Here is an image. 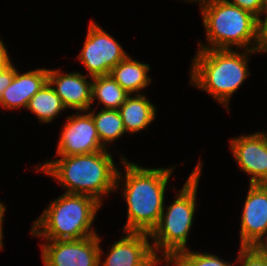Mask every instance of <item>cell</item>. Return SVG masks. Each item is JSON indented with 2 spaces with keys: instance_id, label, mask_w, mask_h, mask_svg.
Instances as JSON below:
<instances>
[{
  "instance_id": "6da1fadb",
  "label": "cell",
  "mask_w": 267,
  "mask_h": 266,
  "mask_svg": "<svg viewBox=\"0 0 267 266\" xmlns=\"http://www.w3.org/2000/svg\"><path fill=\"white\" fill-rule=\"evenodd\" d=\"M120 157L125 173L123 176L118 169L115 189L122 191L127 204V220L122 231L150 234L160 221L166 188L176 166L146 168L129 162L123 154Z\"/></svg>"
},
{
  "instance_id": "7a4b0ae2",
  "label": "cell",
  "mask_w": 267,
  "mask_h": 266,
  "mask_svg": "<svg viewBox=\"0 0 267 266\" xmlns=\"http://www.w3.org/2000/svg\"><path fill=\"white\" fill-rule=\"evenodd\" d=\"M57 157L38 164L36 171L56 179L65 193L90 196L103 205L106 195L116 192L118 167L108 149Z\"/></svg>"
},
{
  "instance_id": "3957f363",
  "label": "cell",
  "mask_w": 267,
  "mask_h": 266,
  "mask_svg": "<svg viewBox=\"0 0 267 266\" xmlns=\"http://www.w3.org/2000/svg\"><path fill=\"white\" fill-rule=\"evenodd\" d=\"M259 50L198 49L190 65V85L210 94L225 110L250 75L249 55Z\"/></svg>"
},
{
  "instance_id": "277c9868",
  "label": "cell",
  "mask_w": 267,
  "mask_h": 266,
  "mask_svg": "<svg viewBox=\"0 0 267 266\" xmlns=\"http://www.w3.org/2000/svg\"><path fill=\"white\" fill-rule=\"evenodd\" d=\"M101 206L90 196L63 192L32 222L30 233L44 240H77L97 235L92 226Z\"/></svg>"
},
{
  "instance_id": "5b68a950",
  "label": "cell",
  "mask_w": 267,
  "mask_h": 266,
  "mask_svg": "<svg viewBox=\"0 0 267 266\" xmlns=\"http://www.w3.org/2000/svg\"><path fill=\"white\" fill-rule=\"evenodd\" d=\"M202 167L203 162L199 159L184 186L176 191L173 202L168 206L164 204L160 221L150 233L154 254L163 264L177 252L189 249L187 241L194 223L195 211H197L196 196Z\"/></svg>"
},
{
  "instance_id": "8992f818",
  "label": "cell",
  "mask_w": 267,
  "mask_h": 266,
  "mask_svg": "<svg viewBox=\"0 0 267 266\" xmlns=\"http://www.w3.org/2000/svg\"><path fill=\"white\" fill-rule=\"evenodd\" d=\"M200 11L206 45L198 42V49L258 50L255 15L227 0H211Z\"/></svg>"
},
{
  "instance_id": "52a82bcc",
  "label": "cell",
  "mask_w": 267,
  "mask_h": 266,
  "mask_svg": "<svg viewBox=\"0 0 267 266\" xmlns=\"http://www.w3.org/2000/svg\"><path fill=\"white\" fill-rule=\"evenodd\" d=\"M127 56L119 41L95 21H90L84 45L77 55L78 61L86 68L85 75L92 78L108 75Z\"/></svg>"
},
{
  "instance_id": "ba28073f",
  "label": "cell",
  "mask_w": 267,
  "mask_h": 266,
  "mask_svg": "<svg viewBox=\"0 0 267 266\" xmlns=\"http://www.w3.org/2000/svg\"><path fill=\"white\" fill-rule=\"evenodd\" d=\"M44 242L40 246L44 266H99V234L77 240Z\"/></svg>"
},
{
  "instance_id": "9c48e42d",
  "label": "cell",
  "mask_w": 267,
  "mask_h": 266,
  "mask_svg": "<svg viewBox=\"0 0 267 266\" xmlns=\"http://www.w3.org/2000/svg\"><path fill=\"white\" fill-rule=\"evenodd\" d=\"M92 116L78 111L66 118L57 144L56 156H72L103 151Z\"/></svg>"
},
{
  "instance_id": "30bf717a",
  "label": "cell",
  "mask_w": 267,
  "mask_h": 266,
  "mask_svg": "<svg viewBox=\"0 0 267 266\" xmlns=\"http://www.w3.org/2000/svg\"><path fill=\"white\" fill-rule=\"evenodd\" d=\"M124 237L114 242L102 261L103 249H99V266H157L162 261L154 254L150 234L123 232Z\"/></svg>"
},
{
  "instance_id": "8fae6325",
  "label": "cell",
  "mask_w": 267,
  "mask_h": 266,
  "mask_svg": "<svg viewBox=\"0 0 267 266\" xmlns=\"http://www.w3.org/2000/svg\"><path fill=\"white\" fill-rule=\"evenodd\" d=\"M230 150L249 184H267V133L242 134L230 139Z\"/></svg>"
},
{
  "instance_id": "7c38bea8",
  "label": "cell",
  "mask_w": 267,
  "mask_h": 266,
  "mask_svg": "<svg viewBox=\"0 0 267 266\" xmlns=\"http://www.w3.org/2000/svg\"><path fill=\"white\" fill-rule=\"evenodd\" d=\"M240 222V247H251L267 232V184H249Z\"/></svg>"
},
{
  "instance_id": "4fadbf2b",
  "label": "cell",
  "mask_w": 267,
  "mask_h": 266,
  "mask_svg": "<svg viewBox=\"0 0 267 266\" xmlns=\"http://www.w3.org/2000/svg\"><path fill=\"white\" fill-rule=\"evenodd\" d=\"M92 80V77L79 71L64 73L59 68H48V82L61 98L64 107L75 112L88 111L92 107Z\"/></svg>"
},
{
  "instance_id": "5bb4252c",
  "label": "cell",
  "mask_w": 267,
  "mask_h": 266,
  "mask_svg": "<svg viewBox=\"0 0 267 266\" xmlns=\"http://www.w3.org/2000/svg\"><path fill=\"white\" fill-rule=\"evenodd\" d=\"M48 82V68L20 72L15 68L12 83L3 91L0 108L18 110L27 108L29 100Z\"/></svg>"
},
{
  "instance_id": "9a60e30c",
  "label": "cell",
  "mask_w": 267,
  "mask_h": 266,
  "mask_svg": "<svg viewBox=\"0 0 267 266\" xmlns=\"http://www.w3.org/2000/svg\"><path fill=\"white\" fill-rule=\"evenodd\" d=\"M145 95L131 94L119 108L126 133H140L154 122L157 107Z\"/></svg>"
},
{
  "instance_id": "2e32d148",
  "label": "cell",
  "mask_w": 267,
  "mask_h": 266,
  "mask_svg": "<svg viewBox=\"0 0 267 266\" xmlns=\"http://www.w3.org/2000/svg\"><path fill=\"white\" fill-rule=\"evenodd\" d=\"M150 66L127 56L111 69L110 76L128 93L143 94L140 90H145L152 82L148 75Z\"/></svg>"
},
{
  "instance_id": "e0dca14e",
  "label": "cell",
  "mask_w": 267,
  "mask_h": 266,
  "mask_svg": "<svg viewBox=\"0 0 267 266\" xmlns=\"http://www.w3.org/2000/svg\"><path fill=\"white\" fill-rule=\"evenodd\" d=\"M26 109L36 115L39 123L45 124L52 122L66 108L54 88L47 82L32 96Z\"/></svg>"
},
{
  "instance_id": "ac0fdd59",
  "label": "cell",
  "mask_w": 267,
  "mask_h": 266,
  "mask_svg": "<svg viewBox=\"0 0 267 266\" xmlns=\"http://www.w3.org/2000/svg\"><path fill=\"white\" fill-rule=\"evenodd\" d=\"M129 95L110 74L93 77L91 90L92 105L97 99L98 104L102 105V109L119 110Z\"/></svg>"
},
{
  "instance_id": "d6986e66",
  "label": "cell",
  "mask_w": 267,
  "mask_h": 266,
  "mask_svg": "<svg viewBox=\"0 0 267 266\" xmlns=\"http://www.w3.org/2000/svg\"><path fill=\"white\" fill-rule=\"evenodd\" d=\"M87 112L92 116L100 142L106 149L127 134L119 110L100 109L96 113L91 107Z\"/></svg>"
},
{
  "instance_id": "ffe728a7",
  "label": "cell",
  "mask_w": 267,
  "mask_h": 266,
  "mask_svg": "<svg viewBox=\"0 0 267 266\" xmlns=\"http://www.w3.org/2000/svg\"><path fill=\"white\" fill-rule=\"evenodd\" d=\"M234 262L225 261L214 253L191 251L190 248L177 252L164 266H237Z\"/></svg>"
},
{
  "instance_id": "44dd1931",
  "label": "cell",
  "mask_w": 267,
  "mask_h": 266,
  "mask_svg": "<svg viewBox=\"0 0 267 266\" xmlns=\"http://www.w3.org/2000/svg\"><path fill=\"white\" fill-rule=\"evenodd\" d=\"M237 266H267V259L260 256L251 247H240L237 255ZM239 264V265H238Z\"/></svg>"
},
{
  "instance_id": "7402d4cb",
  "label": "cell",
  "mask_w": 267,
  "mask_h": 266,
  "mask_svg": "<svg viewBox=\"0 0 267 266\" xmlns=\"http://www.w3.org/2000/svg\"><path fill=\"white\" fill-rule=\"evenodd\" d=\"M229 3L246 10L257 18L261 17L263 10L267 6V0H227Z\"/></svg>"
},
{
  "instance_id": "603a6c76",
  "label": "cell",
  "mask_w": 267,
  "mask_h": 266,
  "mask_svg": "<svg viewBox=\"0 0 267 266\" xmlns=\"http://www.w3.org/2000/svg\"><path fill=\"white\" fill-rule=\"evenodd\" d=\"M261 16L262 17L258 18V50L260 53H266L267 52V6L263 10Z\"/></svg>"
},
{
  "instance_id": "cb8c5ba5",
  "label": "cell",
  "mask_w": 267,
  "mask_h": 266,
  "mask_svg": "<svg viewBox=\"0 0 267 266\" xmlns=\"http://www.w3.org/2000/svg\"><path fill=\"white\" fill-rule=\"evenodd\" d=\"M15 75V66L12 60L0 70V98L3 91L12 83Z\"/></svg>"
},
{
  "instance_id": "d4e9b609",
  "label": "cell",
  "mask_w": 267,
  "mask_h": 266,
  "mask_svg": "<svg viewBox=\"0 0 267 266\" xmlns=\"http://www.w3.org/2000/svg\"><path fill=\"white\" fill-rule=\"evenodd\" d=\"M260 256L267 259V232L263 234L252 246Z\"/></svg>"
},
{
  "instance_id": "484cf974",
  "label": "cell",
  "mask_w": 267,
  "mask_h": 266,
  "mask_svg": "<svg viewBox=\"0 0 267 266\" xmlns=\"http://www.w3.org/2000/svg\"><path fill=\"white\" fill-rule=\"evenodd\" d=\"M11 61L8 50L0 37V70Z\"/></svg>"
},
{
  "instance_id": "4316f807",
  "label": "cell",
  "mask_w": 267,
  "mask_h": 266,
  "mask_svg": "<svg viewBox=\"0 0 267 266\" xmlns=\"http://www.w3.org/2000/svg\"><path fill=\"white\" fill-rule=\"evenodd\" d=\"M6 211V205L1 201L0 202V250L3 249V237H4V233H3V222H4V213Z\"/></svg>"
},
{
  "instance_id": "83f0119b",
  "label": "cell",
  "mask_w": 267,
  "mask_h": 266,
  "mask_svg": "<svg viewBox=\"0 0 267 266\" xmlns=\"http://www.w3.org/2000/svg\"><path fill=\"white\" fill-rule=\"evenodd\" d=\"M184 2H196L197 4H199V8L207 5L211 0H183Z\"/></svg>"
}]
</instances>
